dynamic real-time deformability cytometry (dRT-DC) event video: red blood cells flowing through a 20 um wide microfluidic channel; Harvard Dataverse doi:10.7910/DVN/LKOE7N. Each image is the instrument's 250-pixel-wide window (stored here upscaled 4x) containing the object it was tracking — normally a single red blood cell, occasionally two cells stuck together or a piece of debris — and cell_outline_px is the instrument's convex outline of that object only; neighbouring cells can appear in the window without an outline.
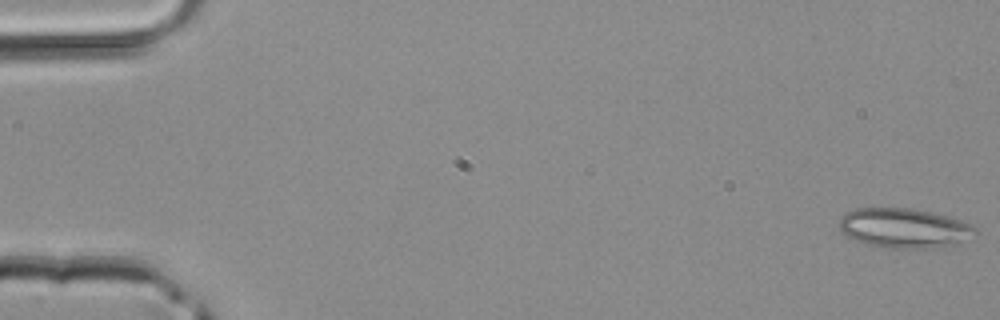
{"species": "common noctule bat (a hibernating species)", "species_latin": "Nyctalus noctula", "temperature_condition": "room temperature", "stored_images_in_passage": 44, "camera_frame_rate_fps": 3000, "um_per_image_px": 0.085, "animal": {"sex": "male", "body_mass_g": 20.4}, "frame": {"image": 1, "passage_image": 1, "time_ms": 0.0, "image_size_px": [1000, 320], "cell_outline_px": [[980, 232], [960, 244], [932, 248], [884, 248], [868, 244], [856, 240], [848, 236], [840, 228], [840, 216], [844, 212], [856, 208], [912, 208], [932, 212], [948, 216], [972, 224]], "centroid_in_image_um": [76.91, 19.39], "position_along_channel_um": 8.1, "area_um2": 31.79}}
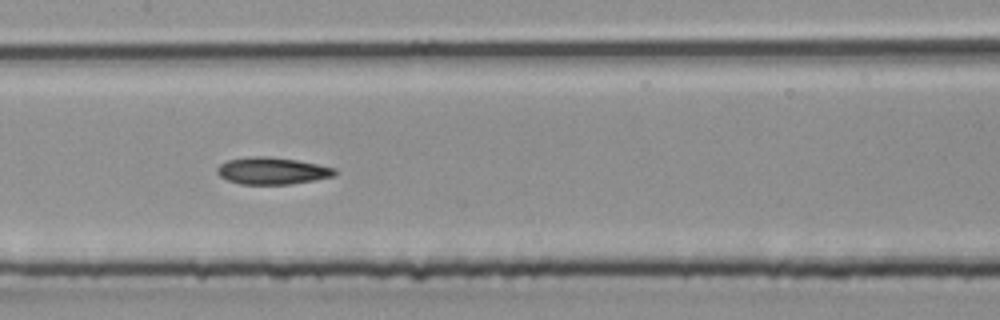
{"frame": {"image": 2, "passage_image": 22, "time_ms": 7.0, "image_size_px": [1000, 320], "cell_outline_px": [[340, 172], [332, 176], [292, 184], [240, 184], [228, 180], [220, 176], [216, 172], [216, 168], [220, 164], [228, 160], [248, 156], [268, 156], [296, 160], [336, 168]], "centroid_in_image_um": [23.12, 14.51], "position_along_channel_um": 184.3, "area_um2": 18.5}}
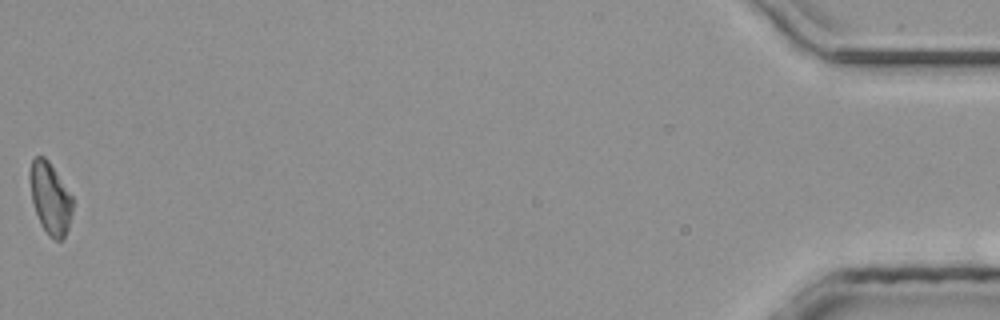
{"frame": {"image": 3, "passage_image": 44, "time_ms": 14.333, "image_size_px": [1000, 320], "cell_outline_px": [[72, 212], [68, 228], [64, 240], [56, 240], [48, 236], [40, 224], [32, 200], [28, 180], [28, 176], [32, 160], [36, 156], [44, 156], [48, 160], [72, 196]], "centroid_in_image_um": [4.25, 16.86], "position_along_channel_um": 431.0, "area_um2": 17.92}}